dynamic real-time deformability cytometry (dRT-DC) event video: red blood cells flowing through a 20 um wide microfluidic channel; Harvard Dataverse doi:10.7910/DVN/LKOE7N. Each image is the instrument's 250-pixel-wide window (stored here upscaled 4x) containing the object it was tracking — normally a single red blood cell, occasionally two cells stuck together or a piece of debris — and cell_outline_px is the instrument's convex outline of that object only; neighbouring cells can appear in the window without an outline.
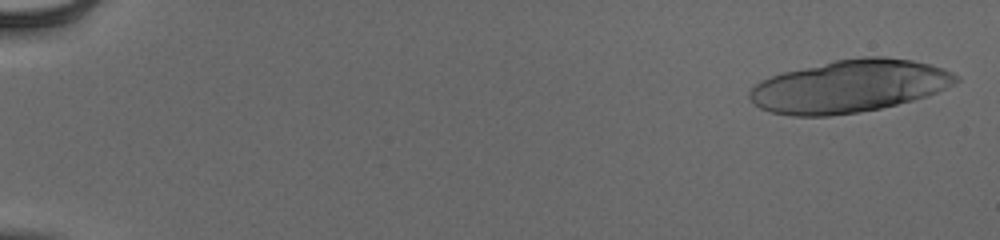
{"species": "human", "species_latin": "Homo sapiens", "temperature_condition": "cold", "stored_images_in_passage": 22, "camera_frame_rate_fps": 3000, "um_per_image_px": 0.085, "donor": {"sex": "male"}, "frame": {"image": 1, "passage_image": 2, "time_ms": 0.333, "image_size_px": [1000, 240], "cell_outline_px": [[960, 80], [928, 96], [880, 108], [860, 112], [828, 116], [792, 116], [772, 112], [760, 108], [748, 96], [748, 92], [760, 80], [784, 72], [836, 60], [860, 56], [884, 56], [912, 60], [944, 68], [960, 76]], "centroid_in_image_um": [72.21, 7.33], "position_along_channel_um": 12.8, "area_um2": 62.94}}